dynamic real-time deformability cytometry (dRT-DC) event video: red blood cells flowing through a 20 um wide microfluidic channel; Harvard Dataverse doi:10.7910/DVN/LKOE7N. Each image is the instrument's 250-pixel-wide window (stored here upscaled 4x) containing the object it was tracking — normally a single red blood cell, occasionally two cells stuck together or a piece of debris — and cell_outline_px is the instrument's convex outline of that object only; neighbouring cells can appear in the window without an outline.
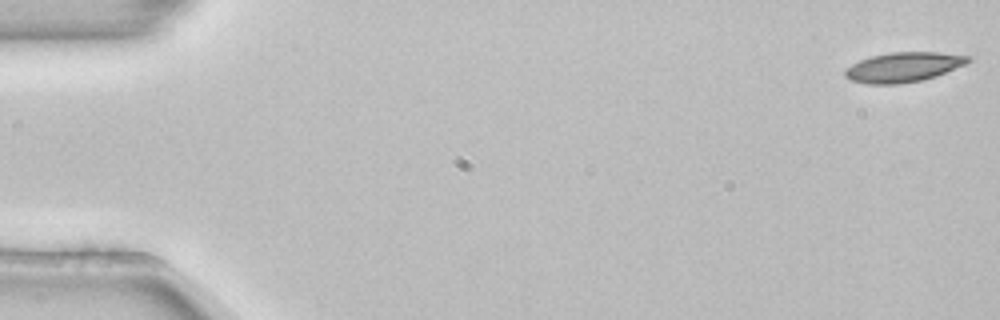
{"species": "common noctule bat (a hibernating species)", "species_latin": "Nyctalus noctula", "temperature_condition": "room temperature", "stored_images_in_passage": 5, "camera_frame_rate_fps": 3000, "um_per_image_px": 0.085, "animal": {"sex": "female", "body_mass_g": 22.7, "forearm_length_mm": 54.2}, "frame": {"image": 1, "passage_image": 1, "time_ms": 0.0, "image_size_px": [1000, 320], "cell_outline_px": [[972, 60], [964, 64], [936, 76], [924, 80], [900, 84], [868, 84], [848, 80], [844, 76], [844, 68], [860, 60], [872, 56], [888, 52], [940, 52], [972, 56]], "centroid_in_image_um": [76.76, 5.71], "position_along_channel_um": 8.2, "area_um2": 21.56}}
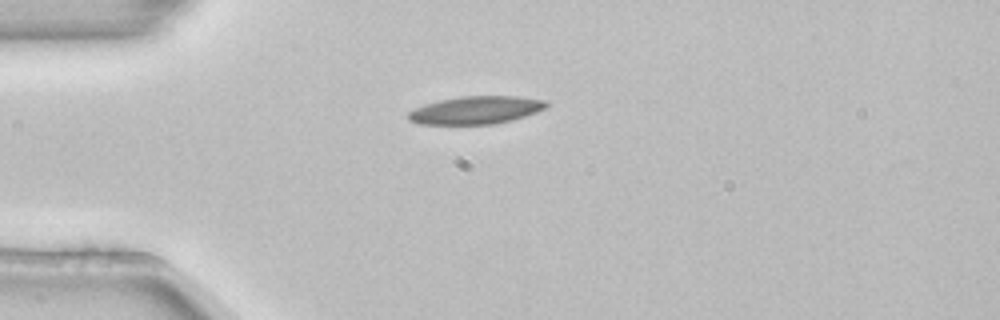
{"frame": {"image": 2, "passage_image": 4, "time_ms": 1.0, "image_size_px": [1000, 320], "cell_outline_px": [[548, 108], [512, 120], [492, 124], [420, 124], [408, 120], [408, 112], [424, 104], [440, 100], [460, 96], [516, 96], [548, 100]], "centroid_in_image_um": [40.48, 9.35], "position_along_channel_um": 44.5, "area_um2": 22.43}}